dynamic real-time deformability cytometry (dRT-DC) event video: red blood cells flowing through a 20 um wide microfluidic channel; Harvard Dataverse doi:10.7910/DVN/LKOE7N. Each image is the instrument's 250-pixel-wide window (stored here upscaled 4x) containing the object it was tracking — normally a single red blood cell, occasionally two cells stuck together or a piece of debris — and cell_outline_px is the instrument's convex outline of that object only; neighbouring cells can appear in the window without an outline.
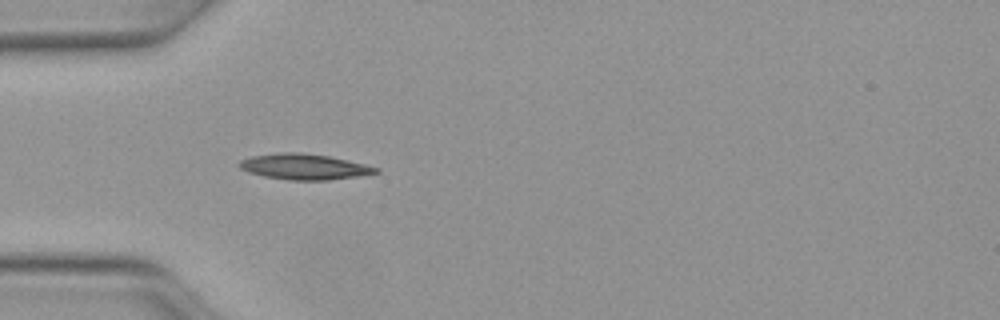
{"species": "Egyptian fruit bat (a non-hibernating species)", "species_latin": "Rousettus aegyptiacus", "temperature_condition": "warm", "stored_images_in_passage": 35, "camera_frame_rate_fps": 3000, "um_per_image_px": 0.085, "animal": {"sex": "female"}, "frame": {"image": 1, "passage_image": 5, "time_ms": 1.333, "image_size_px": [1000, 320], "cell_outline_px": [[380, 172], [356, 176], [328, 180], [288, 180], [264, 176], [248, 172], [240, 168], [236, 164], [240, 160], [252, 156], [284, 152], [300, 152], [328, 156], [348, 160], [380, 168]], "centroid_in_image_um": [25.84, 14.17], "position_along_channel_um": 59.2, "area_um2": 20.35}}
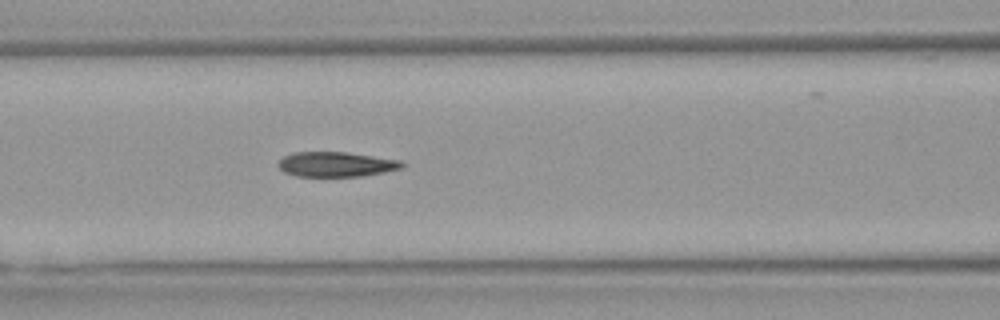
{"frame": {"image": 2, "passage_image": 11, "time_ms": 3.333, "image_size_px": [1000, 320], "cell_outline_px": [[404, 168], [384, 172], [360, 176], [296, 176], [284, 172], [276, 164], [284, 156], [292, 152], [348, 152], [400, 160], [404, 164]], "centroid_in_image_um": [28.56, 13.96], "position_along_channel_um": 138.0, "area_um2": 17.98}}
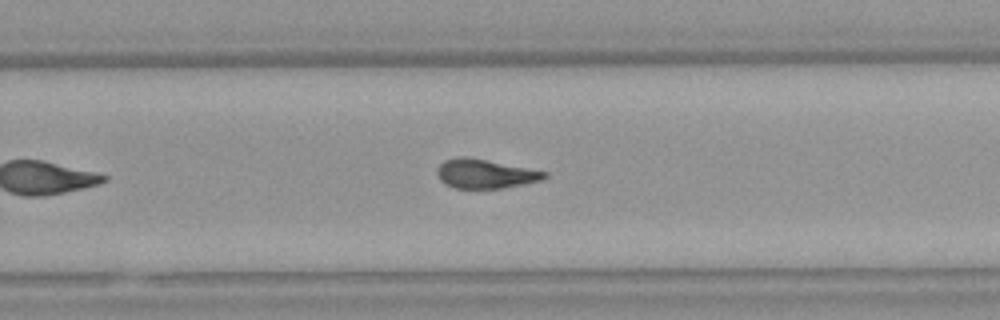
{"frame": {"image": 3, "passage_image": 22, "time_ms": 7.0, "image_size_px": [1000, 320], "cell_outline_px": [[548, 176], [540, 180], [524, 184], [500, 188], [452, 188], [444, 184], [440, 180], [436, 172], [440, 164], [444, 160], [460, 156], [464, 156], [488, 160], [548, 172]], "centroid_in_image_um": [41.21, 14.77], "position_along_channel_um": 288.6, "area_um2": 18.21}, "authors_computed_cell_mechanics": {"area_um2": 18.5538, "velocity_mm_per_s": 4.1229, "shape_relaxation_time_tau1_ms": 7.0014, "shape_relaxation_time_tau2_ms": 2.718, "deformation_change_tau1": 0.2287, "deformation_change_tau2": 0.1059}}